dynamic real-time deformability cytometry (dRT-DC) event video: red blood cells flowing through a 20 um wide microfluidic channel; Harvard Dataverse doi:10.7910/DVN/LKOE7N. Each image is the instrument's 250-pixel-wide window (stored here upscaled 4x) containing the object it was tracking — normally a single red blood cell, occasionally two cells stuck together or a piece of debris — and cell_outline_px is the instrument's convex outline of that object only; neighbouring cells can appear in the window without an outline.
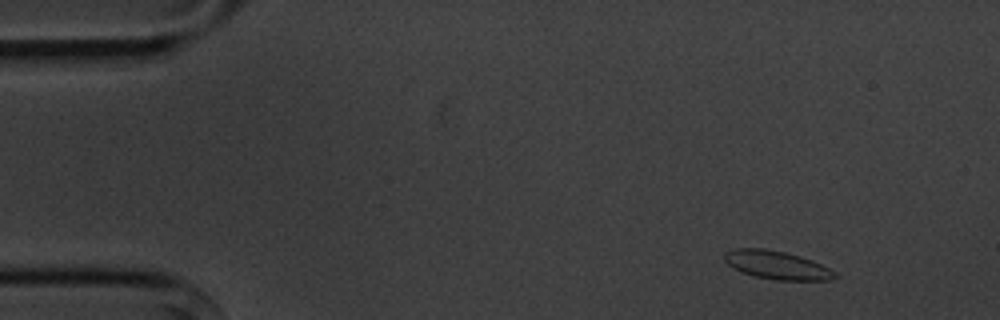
{"species": "common noctule bat (a hibernating species)", "species_latin": "Nyctalus noctula", "temperature_condition": "cold", "stored_images_in_passage": 5, "segment_of_instrument_passage": [1, 2], "camera_frame_rate_fps": 3000, "um_per_image_px": 0.085, "animal": {"sex": "male", "body_mass_g": 20.1, "forearm_length_mm": 53.5}, "frame": {"image": 1, "passage_image": 1, "time_ms": 0.0, "image_size_px": [1000, 320], "cell_outline_px": [[840, 276], [832, 280], [776, 280], [756, 276], [740, 272], [732, 268], [724, 260], [724, 252], [736, 248], [764, 248], [784, 252], [800, 256], [812, 260], [836, 272]], "centroid_in_image_um": [66.03, 22.53], "position_along_channel_um": 19.0, "area_um2": 18.32}}